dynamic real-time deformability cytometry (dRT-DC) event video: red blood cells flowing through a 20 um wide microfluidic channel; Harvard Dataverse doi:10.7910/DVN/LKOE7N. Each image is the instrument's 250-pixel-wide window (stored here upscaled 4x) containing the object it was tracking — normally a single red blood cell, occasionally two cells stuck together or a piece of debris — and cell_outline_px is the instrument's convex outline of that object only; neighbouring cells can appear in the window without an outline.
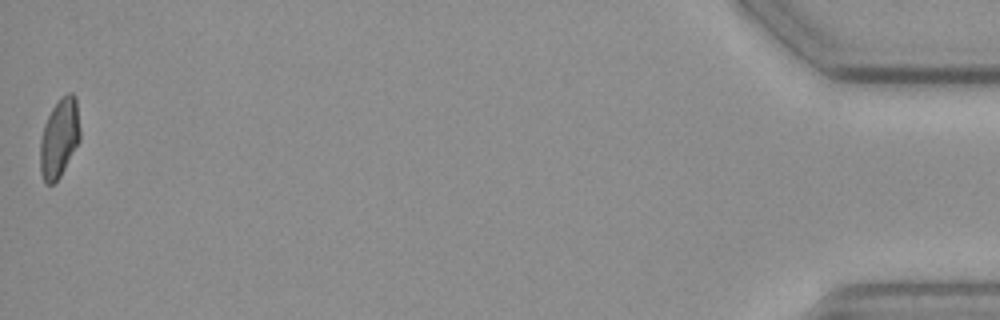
{"species": "common noctule bat (a hibernating species)", "species_latin": "Nyctalus noctula", "temperature_condition": "cold", "stored_images_in_passage": 17, "camera_frame_rate_fps": 3000, "um_per_image_px": 0.085, "animal": {"sex": "female", "body_mass_g": 19.3, "forearm_length_mm": 54.1}, "frame": {"image": 1, "passage_image": 17, "time_ms": 21.333, "image_size_px": [1000, 320], "cell_outline_px": [[80, 140], [60, 176], [52, 184], [44, 184], [40, 172], [40, 140], [44, 124], [52, 108], [60, 96], [68, 92], [72, 92], [76, 96], [80, 132]], "centroid_in_image_um": [5.03, 11.71], "position_along_channel_um": 430.2, "area_um2": 18.5}}